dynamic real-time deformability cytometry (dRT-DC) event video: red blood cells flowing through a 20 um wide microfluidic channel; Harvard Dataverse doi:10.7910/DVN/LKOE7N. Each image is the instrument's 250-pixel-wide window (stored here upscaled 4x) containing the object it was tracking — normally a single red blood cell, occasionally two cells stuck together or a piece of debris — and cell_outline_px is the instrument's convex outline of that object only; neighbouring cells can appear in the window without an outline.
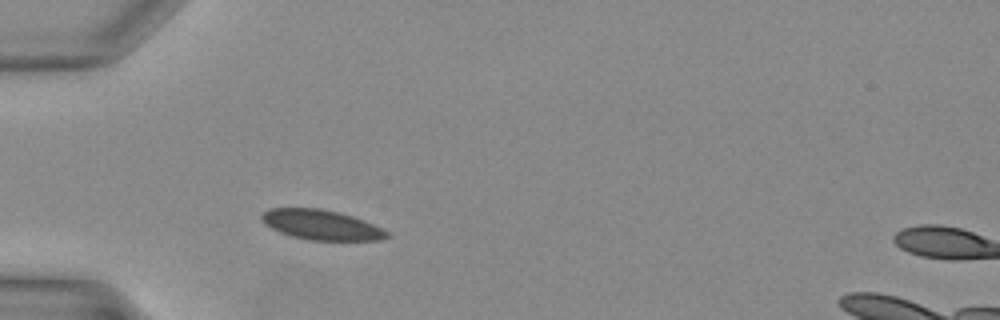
{"species": "Egyptian fruit bat (a non-hibernating species)", "species_latin": "Rousettus aegyptiacus", "temperature_condition": "warm", "stored_images_in_passage": 28, "camera_frame_rate_fps": 3000, "um_per_image_px": 0.085, "animal": {"sex": "female"}, "frame": {"image": 1, "passage_image": 1, "time_ms": 0.0, "image_size_px": [1000, 320], "cell_outline_px": [[392, 236], [380, 240], [308, 240], [292, 236], [280, 232], [272, 228], [260, 220], [260, 216], [264, 212], [272, 208], [320, 208], [340, 212], [364, 220], [388, 232]], "centroid_in_image_um": [27.31, 19.11], "position_along_channel_um": 57.7, "area_um2": 21.79}}
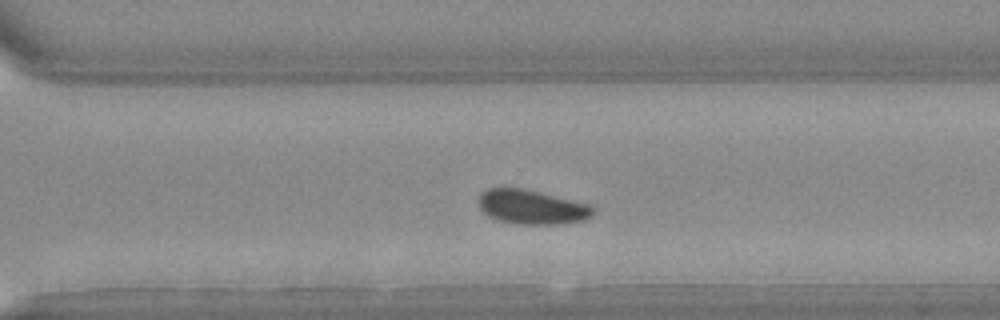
{"frame": {"image": 2, "passage_image": 17, "time_ms": 5.333, "image_size_px": [1000, 320], "cell_outline_px": [[596, 208], [592, 216], [580, 220], [560, 224], [516, 224], [496, 220], [488, 216], [480, 208], [480, 196], [488, 188], [520, 188], [592, 204]], "centroid_in_image_um": [45.24, 17.61], "position_along_channel_um": 325.4, "area_um2": 22.77}}
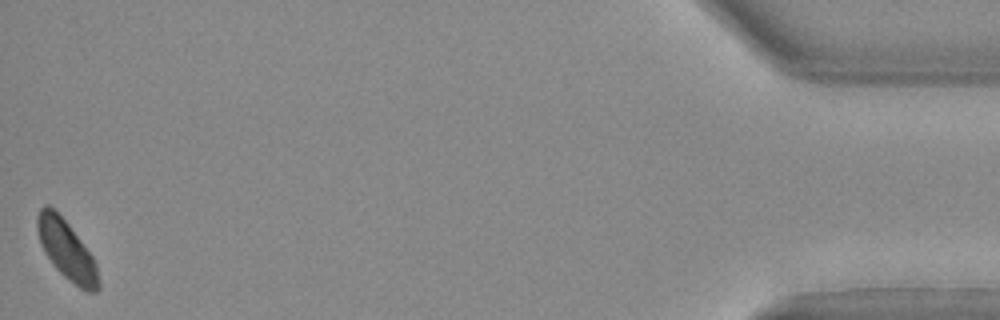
{"frame": {"image": 3, "passage_image": 28, "time_ms": 9.0, "image_size_px": [1000, 320], "cell_outline_px": [[100, 288], [96, 292], [88, 292], [80, 288], [64, 276], [56, 268], [44, 252], [36, 228], [36, 216], [40, 208], [44, 204], [48, 204], [68, 224], [92, 256], [96, 264], [100, 280]], "centroid_in_image_um": [5.66, 21.26], "position_along_channel_um": 429.5, "area_um2": 20.87}}